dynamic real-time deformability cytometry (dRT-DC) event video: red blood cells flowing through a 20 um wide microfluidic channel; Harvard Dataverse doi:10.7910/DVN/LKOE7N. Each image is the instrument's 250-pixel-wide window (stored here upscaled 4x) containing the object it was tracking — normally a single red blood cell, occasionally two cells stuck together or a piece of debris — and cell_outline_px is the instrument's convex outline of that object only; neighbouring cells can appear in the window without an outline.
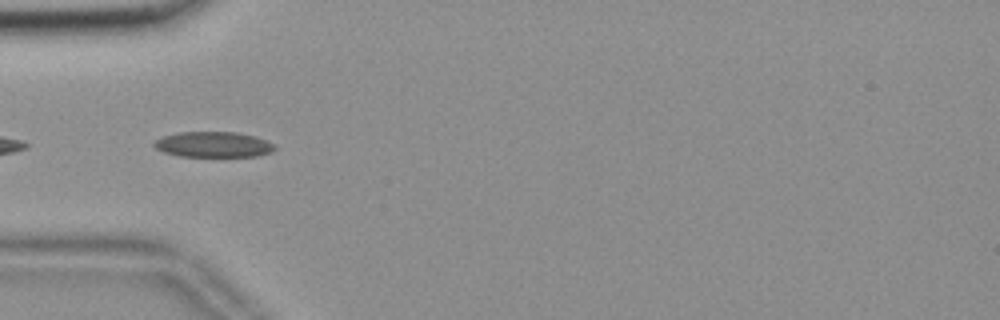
{"species": "common noctule bat (a hibernating species)", "species_latin": "Nyctalus noctula", "temperature_condition": "room temperature", "stored_images_in_passage": 8, "camera_frame_rate_fps": 3000, "um_per_image_px": 0.085, "animal": {"sex": "female", "body_mass_g": 18.4}, "frame": {"image": 1, "passage_image": 2, "time_ms": 0.333, "image_size_px": [1000, 320], "cell_outline_px": [[276, 148], [272, 152], [256, 156], [180, 156], [164, 152], [156, 148], [152, 144], [156, 140], [164, 136], [180, 132], [236, 132], [256, 136], [276, 144]], "centroid_in_image_um": [18.18, 12.28], "position_along_channel_um": 66.8, "area_um2": 17.92}}